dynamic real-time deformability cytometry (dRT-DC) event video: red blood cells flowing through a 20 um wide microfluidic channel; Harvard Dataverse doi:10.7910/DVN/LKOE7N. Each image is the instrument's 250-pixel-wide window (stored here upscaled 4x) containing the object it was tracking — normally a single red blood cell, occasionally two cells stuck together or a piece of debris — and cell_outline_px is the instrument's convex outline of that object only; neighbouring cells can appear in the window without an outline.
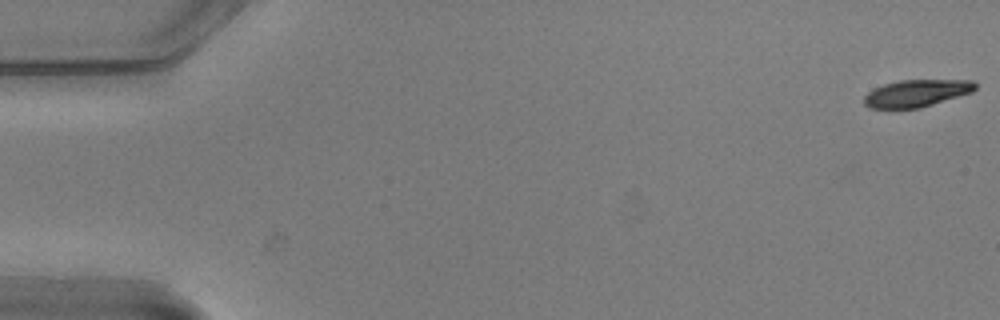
{"species": "common noctule bat (a hibernating species)", "species_latin": "Nyctalus noctula", "temperature_condition": "warm", "stored_images_in_passage": 7, "camera_frame_rate_fps": 3000, "um_per_image_px": 0.085, "animal": {"sex": "male", "body_mass_g": 20.5, "forearm_length_mm": 52.5}, "frame": {"image": 1, "passage_image": 1, "time_ms": 0.0, "image_size_px": [1000, 320], "cell_outline_px": [[976, 88], [972, 92], [920, 108], [868, 108], [864, 104], [864, 96], [868, 92], [884, 84], [900, 80], [972, 80], [976, 84]], "centroid_in_image_um": [77.9, 7.92], "position_along_channel_um": 7.1, "area_um2": 17.46}}